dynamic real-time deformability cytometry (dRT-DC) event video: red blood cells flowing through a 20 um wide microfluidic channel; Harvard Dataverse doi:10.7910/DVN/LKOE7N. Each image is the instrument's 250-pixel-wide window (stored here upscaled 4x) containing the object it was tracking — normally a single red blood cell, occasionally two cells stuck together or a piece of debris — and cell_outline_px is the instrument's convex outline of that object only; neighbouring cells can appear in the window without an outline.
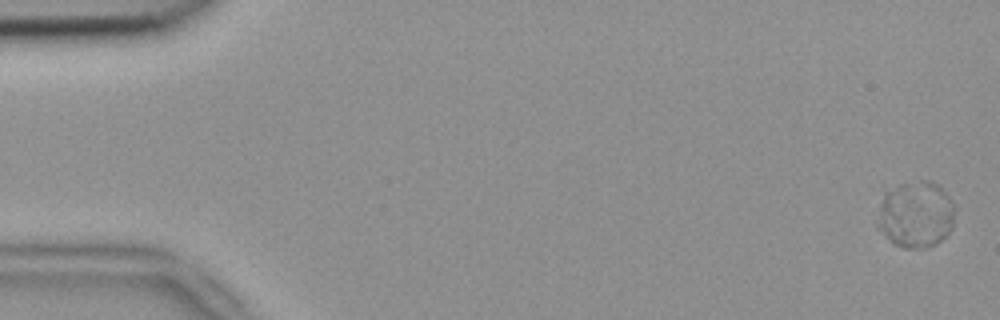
{"species": "common noctule bat (a hibernating species)", "species_latin": "Nyctalus noctula", "temperature_condition": "room temperature", "stored_images_in_passage": 54, "camera_frame_rate_fps": 3000, "um_per_image_px": 0.085, "animal": {"sex": "female", "body_mass_g": 18.4}, "frame": {"image": 1, "passage_image": 1, "time_ms": 0.0, "image_size_px": [1000, 320], "cell_outline_px": [[952, 228], [936, 244], [924, 248], [904, 248], [892, 244], [876, 228], [876, 224], [880, 204], [884, 192], [900, 184], [920, 180], [928, 180], [936, 184], [948, 196], [952, 204]], "centroid_in_image_um": [77.77, 18.25], "position_along_channel_um": 7.2, "area_um2": 29.94}}
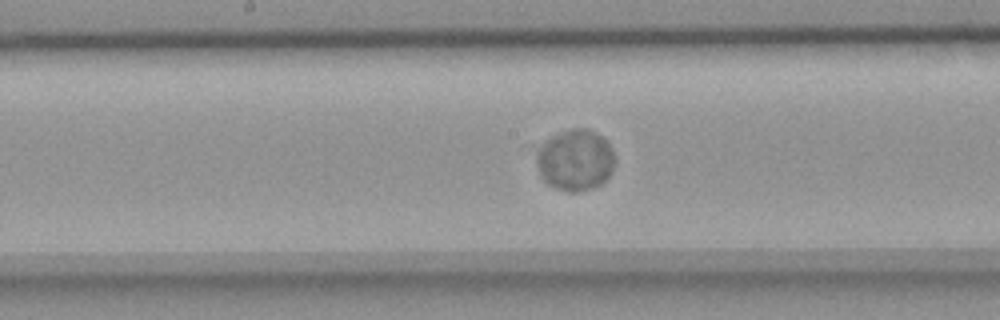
{"frame": {"image": 2, "passage_image": 28, "time_ms": 9.0, "image_size_px": [1000, 320], "cell_outline_px": [[616, 160], [608, 176], [600, 184], [592, 188], [576, 192], [568, 192], [556, 188], [548, 184], [540, 176], [536, 164], [536, 152], [552, 136], [572, 128], [588, 128], [600, 136], [612, 148]], "centroid_in_image_um": [48.89, 13.62], "position_along_channel_um": 199.3, "area_um2": 27.74}}
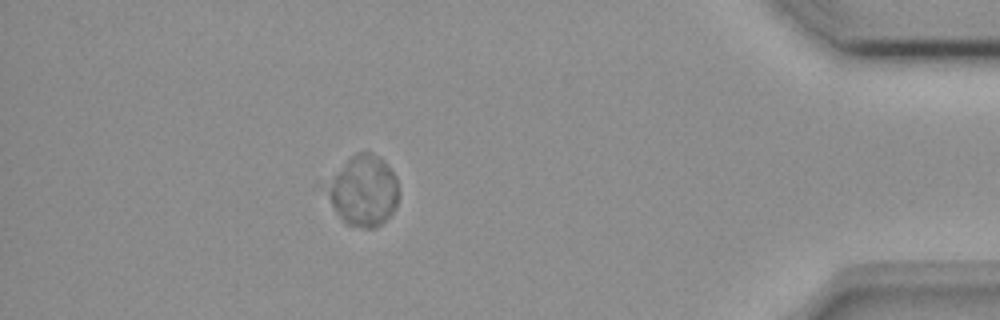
{"frame": {"image": 3, "passage_image": 48, "time_ms": 15.667, "image_size_px": [1000, 320], "cell_outline_px": [[400, 192], [396, 208], [380, 224], [372, 228], [360, 228], [344, 224], [312, 188], [316, 180], [352, 156], [360, 152], [372, 152], [384, 160], [396, 176]], "centroid_in_image_um": [30.61, 16.19], "position_along_channel_um": 404.6, "area_um2": 32.83}, "authors_computed_cell_mechanics": {"area_um2": 28.8133, "velocity_mm_per_s": 3.7447, "shape_relaxation_time_tau1_ms": 2.4661, "shape_relaxation_time_tau2_ms": null, "deformation_change_tau1": 0.0237, "deformation_change_tau2": null}}